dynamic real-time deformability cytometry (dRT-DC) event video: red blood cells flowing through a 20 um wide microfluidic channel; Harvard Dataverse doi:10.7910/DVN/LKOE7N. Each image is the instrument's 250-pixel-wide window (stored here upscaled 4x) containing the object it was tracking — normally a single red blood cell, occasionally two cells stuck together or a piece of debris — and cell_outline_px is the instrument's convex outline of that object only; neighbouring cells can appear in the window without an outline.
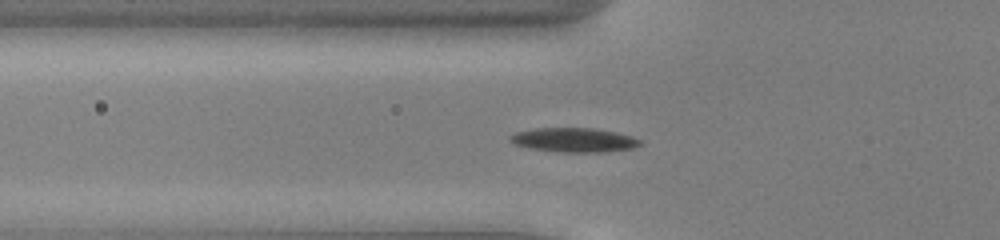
{"species": "common noctule bat (a hibernating species)", "species_latin": "Nyctalus noctula", "temperature_condition": "cold", "stored_images_in_passage": 43, "camera_frame_rate_fps": 3000, "um_per_image_px": 0.085, "animal": {"sex": "male", "body_mass_g": 13.0, "forearm_length_mm": 53.1}, "frame": {"image": 1, "passage_image": 9, "time_ms": 2.667, "image_size_px": [1000, 240], "cell_outline_px": [[644, 144], [636, 148], [604, 152], [560, 152], [528, 148], [516, 144], [508, 140], [508, 136], [516, 132], [536, 128], [592, 128], [616, 132], [632, 136], [644, 140]], "centroid_in_image_um": [48.85, 11.9], "position_along_channel_um": 76.9, "area_um2": 18.67}}
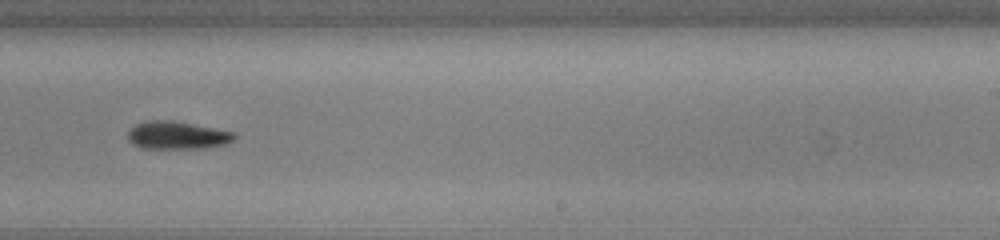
{"frame": {"image": 2, "passage_image": 24, "time_ms": 7.667, "image_size_px": [1000, 240], "cell_outline_px": [[236, 140], [228, 144], [208, 148], [140, 148], [132, 144], [128, 140], [128, 128], [136, 124], [148, 120], [172, 120], [236, 132]], "centroid_in_image_um": [15.08, 11.5], "position_along_channel_um": 273.9, "area_um2": 17.63}}
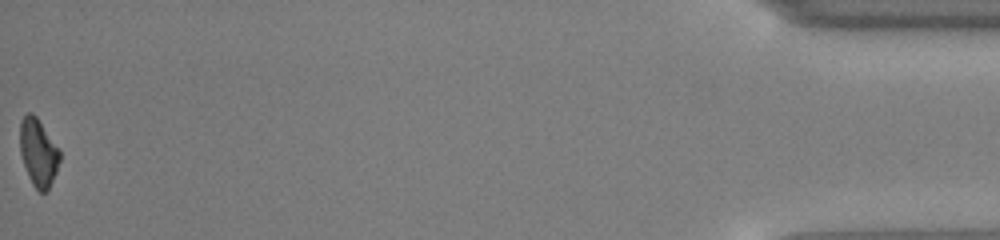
{"frame": {"image": 3, "passage_image": 43, "time_ms": 14.0, "image_size_px": [1000, 240], "cell_outline_px": [[60, 160], [56, 172], [48, 192], [40, 192], [32, 184], [24, 164], [20, 152], [20, 120], [28, 112], [32, 112], [36, 116], [60, 148]], "centroid_in_image_um": [3.27, 12.95], "position_along_channel_um": 431.9, "area_um2": 15.78}, "authors_computed_cell_mechanics": {"area_um2": 17.5134, "velocity_mm_per_s": 3.9441, "shape_relaxation_time_tau1_ms": 4.8004, "shape_relaxation_time_tau2_ms": 4.767, "deformation_change_tau1": 0.1272, "deformation_change_tau2": 0.1158}}